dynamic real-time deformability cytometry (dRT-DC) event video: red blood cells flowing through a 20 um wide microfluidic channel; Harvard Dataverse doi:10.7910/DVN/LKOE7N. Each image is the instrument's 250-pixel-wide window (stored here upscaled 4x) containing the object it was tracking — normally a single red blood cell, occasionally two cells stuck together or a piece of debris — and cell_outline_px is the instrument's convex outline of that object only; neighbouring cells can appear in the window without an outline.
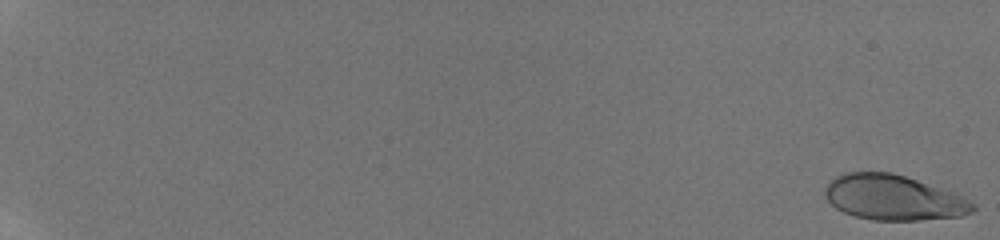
{"species": "human", "species_latin": "Homo sapiens", "temperature_condition": "room temperature", "stored_images_in_passage": 28, "camera_frame_rate_fps": 3000, "um_per_image_px": 0.085, "donor": {"sex": "male"}, "frame": {"image": 1, "passage_image": 1, "time_ms": 0.0, "image_size_px": [1000, 240], "cell_outline_px": [[976, 208], [972, 212], [960, 216], [920, 220], [872, 220], [856, 216], [844, 212], [836, 208], [824, 196], [824, 188], [836, 176], [844, 172], [892, 172], [956, 192], [976, 204]], "centroid_in_image_um": [75.97, 16.79], "position_along_channel_um": 9.0, "area_um2": 39.07}}
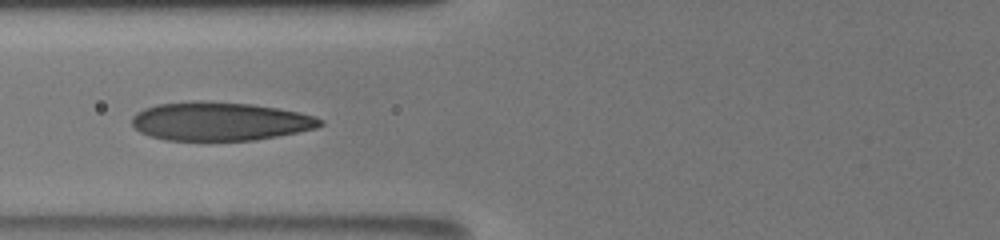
{"frame": {"image": 2, "passage_image": 21, "time_ms": 9.0, "image_size_px": [1000, 240], "cell_outline_px": [[324, 124], [316, 128], [256, 140], [164, 140], [148, 136], [140, 132], [132, 124], [132, 116], [136, 112], [144, 108], [156, 104], [192, 100], [200, 100], [252, 104], [276, 108], [316, 116], [324, 120]], "centroid_in_image_um": [18.65, 10.3], "position_along_channel_um": 107.1, "area_um2": 42.48}}
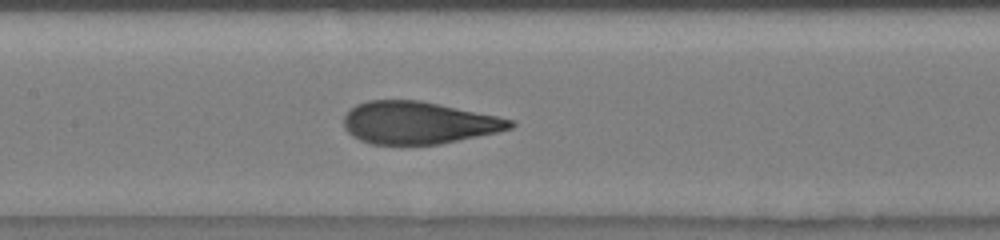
{"frame": {"image": 3, "passage_image": 24, "time_ms": 10.667, "image_size_px": [1000, 240], "cell_outline_px": [[516, 124], [512, 128], [496, 132], [440, 144], [372, 144], [360, 140], [352, 136], [344, 128], [344, 116], [356, 104], [368, 100], [420, 100], [440, 104], [496, 116], [512, 120]], "centroid_in_image_um": [35.53, 10.43], "position_along_channel_um": 171.9, "area_um2": 40.81}}